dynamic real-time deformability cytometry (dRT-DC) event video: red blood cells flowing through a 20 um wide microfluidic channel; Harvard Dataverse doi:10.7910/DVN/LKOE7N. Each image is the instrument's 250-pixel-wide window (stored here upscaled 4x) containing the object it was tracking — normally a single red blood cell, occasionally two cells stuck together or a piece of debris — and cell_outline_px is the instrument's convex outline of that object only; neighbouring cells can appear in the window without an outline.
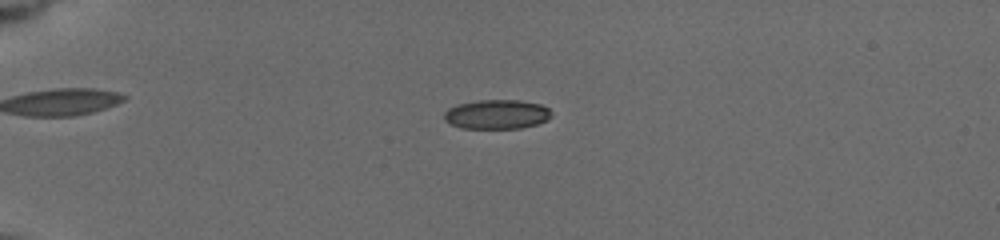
{"species": "common noctule bat (a hibernating species)", "species_latin": "Nyctalus noctula", "temperature_condition": "cold", "stored_images_in_passage": 58, "camera_frame_rate_fps": 3000, "um_per_image_px": 0.085, "animal": {"sex": "female", "body_mass_g": 19.5, "forearm_length_mm": 54.1}, "frame": {"image": 1, "passage_image": 17, "time_ms": 5.333, "image_size_px": [1000, 240], "cell_outline_px": [[552, 116], [548, 120], [536, 124], [520, 128], [460, 128], [444, 120], [444, 112], [448, 108], [456, 104], [480, 100], [520, 100], [540, 104], [548, 108], [552, 112]], "centroid_in_image_um": [42.23, 9.71], "position_along_channel_um": 42.8, "area_um2": 18.44}}
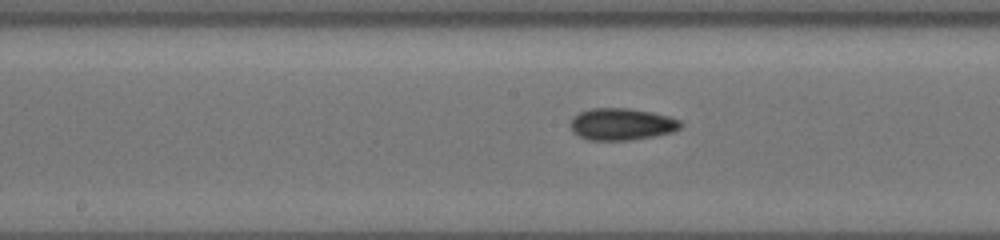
{"frame": {"image": 2, "passage_image": 33, "time_ms": 10.667, "image_size_px": [1000, 240], "cell_outline_px": [[684, 124], [680, 128], [672, 132], [656, 136], [628, 140], [588, 140], [572, 132], [568, 124], [572, 116], [580, 112], [592, 108], [628, 108], [652, 112], [668, 116], [680, 120]], "centroid_in_image_um": [52.82, 10.55], "position_along_channel_um": 195.4, "area_um2": 20.75}}
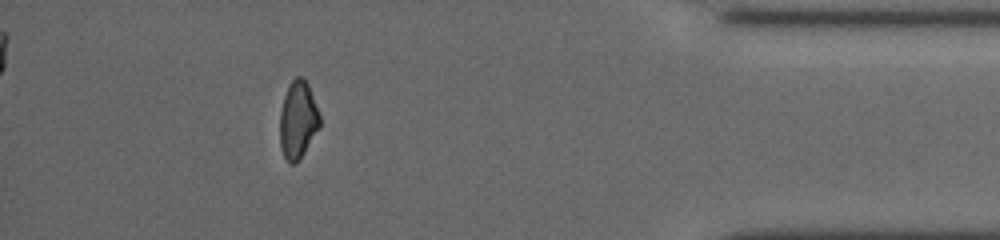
{"frame": {"image": 3, "passage_image": 53, "time_ms": 17.333, "image_size_px": [1000, 240], "cell_outline_px": [[320, 128], [300, 160], [296, 164], [288, 164], [284, 156], [280, 144], [280, 112], [284, 96], [288, 84], [296, 76], [300, 76], [308, 84], [320, 116]], "centroid_in_image_um": [25.32, 10.23], "position_along_channel_um": 409.9, "area_um2": 18.21}, "authors_computed_cell_mechanics": {"area_um2": 18.4671, "velocity_mm_per_s": 3.7772, "shape_relaxation_time_tau1_ms": 5.2858, "shape_relaxation_time_tau2_ms": 5.0186, "deformation_change_tau1": 0.1072, "deformation_change_tau2": 0.1072}}